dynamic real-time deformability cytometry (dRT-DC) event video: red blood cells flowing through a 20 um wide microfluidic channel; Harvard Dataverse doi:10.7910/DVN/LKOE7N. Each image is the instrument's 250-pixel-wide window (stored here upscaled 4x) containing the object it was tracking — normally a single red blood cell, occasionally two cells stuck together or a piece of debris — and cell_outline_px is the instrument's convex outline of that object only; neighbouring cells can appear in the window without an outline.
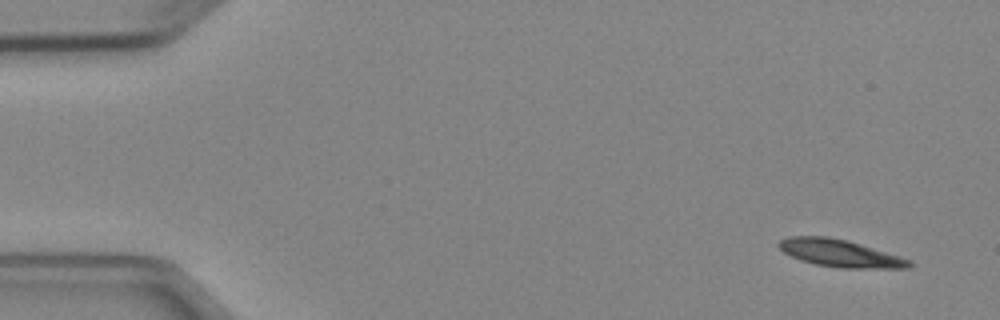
{"species": "Egyptian fruit bat (a non-hibernating species)", "species_latin": "Rousettus aegyptiacus", "temperature_condition": "cold", "stored_images_in_passage": 4, "camera_frame_rate_fps": 3000, "um_per_image_px": 0.085, "animal": {"sex": "female"}, "frame": {"image": 1, "passage_image": 1, "time_ms": 0.0, "image_size_px": [1000, 320], "cell_outline_px": [[912, 264], [908, 268], [840, 268], [816, 264], [800, 260], [784, 252], [776, 244], [780, 240], [788, 236], [828, 236], [848, 240], [912, 260]], "centroid_in_image_um": [71.38, 21.52], "position_along_channel_um": 13.6, "area_um2": 20.75}}
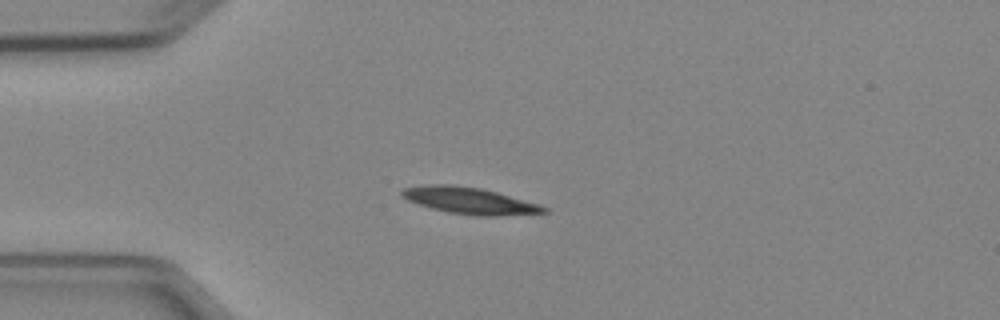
{"frame": {"image": 2, "passage_image": 4, "time_ms": 3.333, "image_size_px": [1000, 320], "cell_outline_px": [[548, 212], [496, 216], [476, 216], [448, 212], [432, 208], [408, 200], [400, 196], [400, 192], [404, 188], [428, 184], [452, 184], [480, 188], [496, 192], [540, 204], [548, 208]], "centroid_in_image_um": [39.91, 17.05], "position_along_channel_um": 45.1, "area_um2": 21.91}}